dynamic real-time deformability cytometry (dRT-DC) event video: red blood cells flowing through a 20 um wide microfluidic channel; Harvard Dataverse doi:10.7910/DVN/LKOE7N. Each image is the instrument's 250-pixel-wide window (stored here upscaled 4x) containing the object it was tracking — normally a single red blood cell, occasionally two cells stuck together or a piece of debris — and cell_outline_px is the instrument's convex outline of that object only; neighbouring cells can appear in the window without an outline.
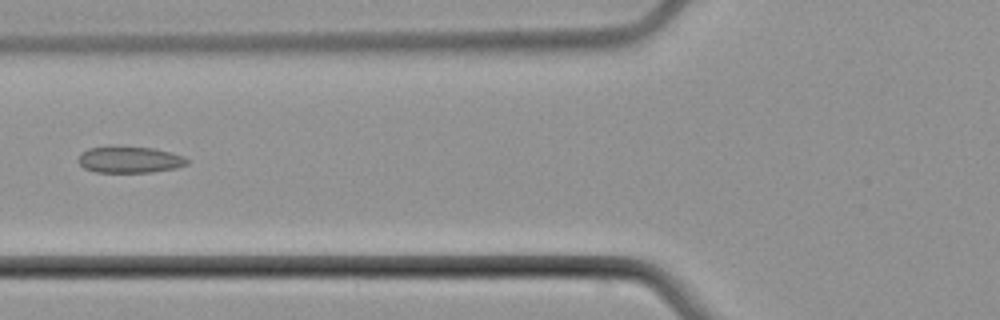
{"species": "common noctule bat (a hibernating species)", "species_latin": "Nyctalus noctula", "temperature_condition": "cold", "stored_images_in_passage": 7, "camera_frame_rate_fps": 3000, "um_per_image_px": 0.085, "animal": {"sex": "male", "body_mass_g": 21.5, "forearm_length_mm": 52.0}, "frame": {"image": 1, "passage_image": 6, "time_ms": 6.333, "image_size_px": [1000, 320], "cell_outline_px": [[188, 164], [176, 168], [152, 172], [96, 172], [84, 168], [76, 160], [80, 152], [88, 148], [152, 148], [172, 152], [184, 156], [188, 160]], "centroid_in_image_um": [11.02, 13.59], "position_along_channel_um": 114.8, "area_um2": 16.47}}
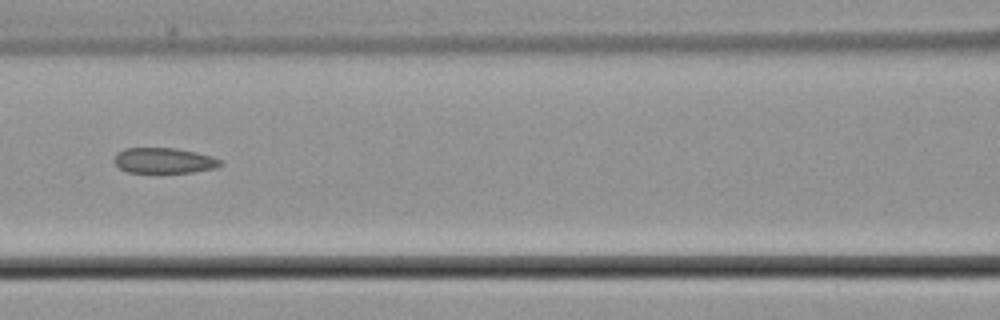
{"frame": {"image": 2, "passage_image": 7, "time_ms": 7.333, "image_size_px": [1000, 320], "cell_outline_px": [[224, 164], [216, 168], [192, 172], [128, 172], [120, 168], [112, 160], [116, 152], [124, 148], [176, 148], [196, 152], [212, 156], [224, 160]], "centroid_in_image_um": [13.96, 13.64], "position_along_channel_um": 152.6, "area_um2": 15.95}}